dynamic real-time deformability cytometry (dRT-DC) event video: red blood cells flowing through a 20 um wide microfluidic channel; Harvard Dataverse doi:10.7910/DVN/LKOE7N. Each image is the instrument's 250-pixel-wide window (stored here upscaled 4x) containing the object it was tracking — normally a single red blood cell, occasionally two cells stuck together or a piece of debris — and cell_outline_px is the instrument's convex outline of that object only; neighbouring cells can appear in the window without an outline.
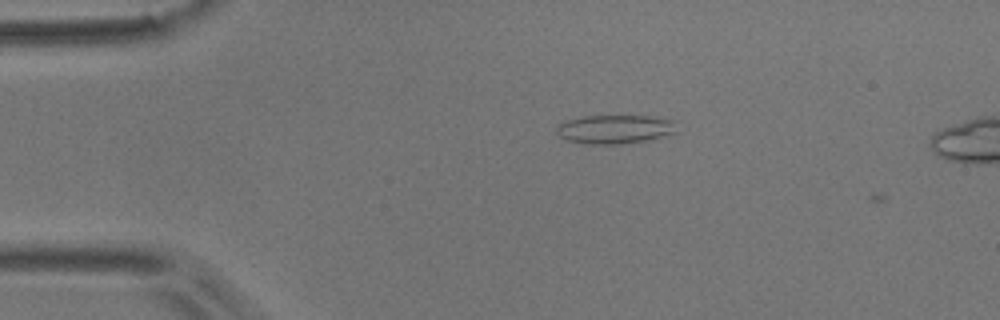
{"species": "common noctule bat (a hibernating species)", "species_latin": "Nyctalus noctula", "temperature_condition": "room temperature", "stored_images_in_passage": 3, "camera_frame_rate_fps": 3000, "um_per_image_px": 0.085, "animal": {"sex": "male", "body_mass_g": 17.9}, "frame": {"image": 1, "passage_image": 2, "time_ms": 0.333, "image_size_px": [1000, 320], "cell_outline_px": [[680, 120], [676, 132], [664, 136], [648, 140], [620, 144], [584, 144], [568, 140], [560, 136], [556, 132], [556, 124], [564, 120], [580, 116], [652, 116]], "centroid_in_image_um": [52.3, 10.97], "position_along_channel_um": 32.7, "area_um2": 20.75}}